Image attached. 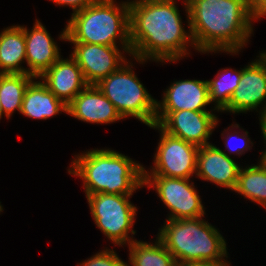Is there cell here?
I'll return each instance as SVG.
<instances>
[{"instance_id":"1","label":"cell","mask_w":266,"mask_h":266,"mask_svg":"<svg viewBox=\"0 0 266 266\" xmlns=\"http://www.w3.org/2000/svg\"><path fill=\"white\" fill-rule=\"evenodd\" d=\"M176 4V0H129L131 57L140 64L175 63L190 54V46L195 49Z\"/></svg>"},{"instance_id":"2","label":"cell","mask_w":266,"mask_h":266,"mask_svg":"<svg viewBox=\"0 0 266 266\" xmlns=\"http://www.w3.org/2000/svg\"><path fill=\"white\" fill-rule=\"evenodd\" d=\"M195 50L233 55L253 33L249 0H183Z\"/></svg>"},{"instance_id":"3","label":"cell","mask_w":266,"mask_h":266,"mask_svg":"<svg viewBox=\"0 0 266 266\" xmlns=\"http://www.w3.org/2000/svg\"><path fill=\"white\" fill-rule=\"evenodd\" d=\"M68 173L83 181L86 196L96 193L133 195L144 187L143 165L110 148L75 155Z\"/></svg>"},{"instance_id":"4","label":"cell","mask_w":266,"mask_h":266,"mask_svg":"<svg viewBox=\"0 0 266 266\" xmlns=\"http://www.w3.org/2000/svg\"><path fill=\"white\" fill-rule=\"evenodd\" d=\"M71 14L58 35L59 40L105 46L121 45L131 56L129 0L119 3L115 0H97Z\"/></svg>"},{"instance_id":"5","label":"cell","mask_w":266,"mask_h":266,"mask_svg":"<svg viewBox=\"0 0 266 266\" xmlns=\"http://www.w3.org/2000/svg\"><path fill=\"white\" fill-rule=\"evenodd\" d=\"M203 217L166 220L157 238L176 262H228L225 238ZM205 220V221H204Z\"/></svg>"},{"instance_id":"6","label":"cell","mask_w":266,"mask_h":266,"mask_svg":"<svg viewBox=\"0 0 266 266\" xmlns=\"http://www.w3.org/2000/svg\"><path fill=\"white\" fill-rule=\"evenodd\" d=\"M126 61L117 71L100 80L96 86L115 106L123 119L134 117L148 127L155 124L156 101Z\"/></svg>"},{"instance_id":"7","label":"cell","mask_w":266,"mask_h":266,"mask_svg":"<svg viewBox=\"0 0 266 266\" xmlns=\"http://www.w3.org/2000/svg\"><path fill=\"white\" fill-rule=\"evenodd\" d=\"M131 196L105 193L86 196L96 226L106 238L120 247L136 240L133 238L136 231L132 228L138 208L131 203Z\"/></svg>"},{"instance_id":"8","label":"cell","mask_w":266,"mask_h":266,"mask_svg":"<svg viewBox=\"0 0 266 266\" xmlns=\"http://www.w3.org/2000/svg\"><path fill=\"white\" fill-rule=\"evenodd\" d=\"M150 128L160 132V140L154 154V166L150 167V172L143 168V176L189 179L196 175L199 147L166 133L157 124Z\"/></svg>"},{"instance_id":"9","label":"cell","mask_w":266,"mask_h":266,"mask_svg":"<svg viewBox=\"0 0 266 266\" xmlns=\"http://www.w3.org/2000/svg\"><path fill=\"white\" fill-rule=\"evenodd\" d=\"M144 185L155 189L170 213L166 220L204 217L205 208L194 183L185 178L143 176ZM190 182V183H189Z\"/></svg>"},{"instance_id":"10","label":"cell","mask_w":266,"mask_h":266,"mask_svg":"<svg viewBox=\"0 0 266 266\" xmlns=\"http://www.w3.org/2000/svg\"><path fill=\"white\" fill-rule=\"evenodd\" d=\"M218 122L213 111H156L155 117L163 131L198 147L211 144L208 140Z\"/></svg>"},{"instance_id":"11","label":"cell","mask_w":266,"mask_h":266,"mask_svg":"<svg viewBox=\"0 0 266 266\" xmlns=\"http://www.w3.org/2000/svg\"><path fill=\"white\" fill-rule=\"evenodd\" d=\"M72 44L74 47L70 55L81 68L88 85H96L100 80L117 71L127 61L126 56L123 55L124 52L127 54V51L122 46Z\"/></svg>"},{"instance_id":"12","label":"cell","mask_w":266,"mask_h":266,"mask_svg":"<svg viewBox=\"0 0 266 266\" xmlns=\"http://www.w3.org/2000/svg\"><path fill=\"white\" fill-rule=\"evenodd\" d=\"M261 105L262 110L258 112V107ZM265 108L266 64L259 57L242 68L239 85L233 92L229 103L220 112L237 114L256 110L260 114Z\"/></svg>"},{"instance_id":"13","label":"cell","mask_w":266,"mask_h":266,"mask_svg":"<svg viewBox=\"0 0 266 266\" xmlns=\"http://www.w3.org/2000/svg\"><path fill=\"white\" fill-rule=\"evenodd\" d=\"M240 169V165L216 145L199 147L195 175L198 178L234 191Z\"/></svg>"},{"instance_id":"14","label":"cell","mask_w":266,"mask_h":266,"mask_svg":"<svg viewBox=\"0 0 266 266\" xmlns=\"http://www.w3.org/2000/svg\"><path fill=\"white\" fill-rule=\"evenodd\" d=\"M165 89L161 101H156V111H218L207 110L210 105L207 80H176Z\"/></svg>"},{"instance_id":"15","label":"cell","mask_w":266,"mask_h":266,"mask_svg":"<svg viewBox=\"0 0 266 266\" xmlns=\"http://www.w3.org/2000/svg\"><path fill=\"white\" fill-rule=\"evenodd\" d=\"M31 30L20 26L24 30L27 74L39 78L62 55L60 49L50 33L38 19Z\"/></svg>"},{"instance_id":"16","label":"cell","mask_w":266,"mask_h":266,"mask_svg":"<svg viewBox=\"0 0 266 266\" xmlns=\"http://www.w3.org/2000/svg\"><path fill=\"white\" fill-rule=\"evenodd\" d=\"M66 114L77 120L94 124H111L123 119L96 85H87L67 105Z\"/></svg>"},{"instance_id":"17","label":"cell","mask_w":266,"mask_h":266,"mask_svg":"<svg viewBox=\"0 0 266 266\" xmlns=\"http://www.w3.org/2000/svg\"><path fill=\"white\" fill-rule=\"evenodd\" d=\"M60 57L39 78L65 105H68L88 84L76 60Z\"/></svg>"},{"instance_id":"18","label":"cell","mask_w":266,"mask_h":266,"mask_svg":"<svg viewBox=\"0 0 266 266\" xmlns=\"http://www.w3.org/2000/svg\"><path fill=\"white\" fill-rule=\"evenodd\" d=\"M67 113V105L58 99L40 80L32 81L24 94L20 113L26 117L47 120Z\"/></svg>"},{"instance_id":"19","label":"cell","mask_w":266,"mask_h":266,"mask_svg":"<svg viewBox=\"0 0 266 266\" xmlns=\"http://www.w3.org/2000/svg\"><path fill=\"white\" fill-rule=\"evenodd\" d=\"M24 62V30L18 24L3 29L0 33V74H27V68L21 66Z\"/></svg>"},{"instance_id":"20","label":"cell","mask_w":266,"mask_h":266,"mask_svg":"<svg viewBox=\"0 0 266 266\" xmlns=\"http://www.w3.org/2000/svg\"><path fill=\"white\" fill-rule=\"evenodd\" d=\"M234 192L262 207L266 205V162L262 153L257 165L241 166Z\"/></svg>"},{"instance_id":"21","label":"cell","mask_w":266,"mask_h":266,"mask_svg":"<svg viewBox=\"0 0 266 266\" xmlns=\"http://www.w3.org/2000/svg\"><path fill=\"white\" fill-rule=\"evenodd\" d=\"M128 248L129 264L126 266H175L177 263L157 236L152 244L134 240Z\"/></svg>"},{"instance_id":"22","label":"cell","mask_w":266,"mask_h":266,"mask_svg":"<svg viewBox=\"0 0 266 266\" xmlns=\"http://www.w3.org/2000/svg\"><path fill=\"white\" fill-rule=\"evenodd\" d=\"M33 80L37 78L29 74H0L2 117L9 119L16 110L20 113L25 91Z\"/></svg>"},{"instance_id":"23","label":"cell","mask_w":266,"mask_h":266,"mask_svg":"<svg viewBox=\"0 0 266 266\" xmlns=\"http://www.w3.org/2000/svg\"><path fill=\"white\" fill-rule=\"evenodd\" d=\"M241 70L224 68L212 80H207L209 100L214 103V109L221 111L230 101L233 92L237 89L241 78Z\"/></svg>"},{"instance_id":"24","label":"cell","mask_w":266,"mask_h":266,"mask_svg":"<svg viewBox=\"0 0 266 266\" xmlns=\"http://www.w3.org/2000/svg\"><path fill=\"white\" fill-rule=\"evenodd\" d=\"M230 126H231V128H230ZM230 126L226 130H223V132L221 134L223 136L222 139L225 141V144H224L225 148L230 153L229 155L234 153V154H236L238 156H240V155L242 156L245 153V151H248V149L249 150L252 149L251 147L253 146V141H250L251 139L249 138V135H248L249 132H247V130L244 132V129L240 128L239 124H231ZM234 128L235 129H240L241 132H239L238 130H234ZM231 130H234V131H232L233 133L230 132ZM234 135H236V136H234ZM233 139L235 140V142L237 141L238 144L235 143V142H233L234 143L233 144L231 142V141H234Z\"/></svg>"},{"instance_id":"25","label":"cell","mask_w":266,"mask_h":266,"mask_svg":"<svg viewBox=\"0 0 266 266\" xmlns=\"http://www.w3.org/2000/svg\"><path fill=\"white\" fill-rule=\"evenodd\" d=\"M119 255L113 249L104 248L100 252L77 264L79 266H126Z\"/></svg>"},{"instance_id":"26","label":"cell","mask_w":266,"mask_h":266,"mask_svg":"<svg viewBox=\"0 0 266 266\" xmlns=\"http://www.w3.org/2000/svg\"><path fill=\"white\" fill-rule=\"evenodd\" d=\"M249 9L253 20L266 16V0H249Z\"/></svg>"},{"instance_id":"27","label":"cell","mask_w":266,"mask_h":266,"mask_svg":"<svg viewBox=\"0 0 266 266\" xmlns=\"http://www.w3.org/2000/svg\"><path fill=\"white\" fill-rule=\"evenodd\" d=\"M59 6H69L73 13L84 9L86 6L93 4L97 0H50Z\"/></svg>"},{"instance_id":"28","label":"cell","mask_w":266,"mask_h":266,"mask_svg":"<svg viewBox=\"0 0 266 266\" xmlns=\"http://www.w3.org/2000/svg\"><path fill=\"white\" fill-rule=\"evenodd\" d=\"M230 262H215V261H188L177 262L175 266H230Z\"/></svg>"},{"instance_id":"29","label":"cell","mask_w":266,"mask_h":266,"mask_svg":"<svg viewBox=\"0 0 266 266\" xmlns=\"http://www.w3.org/2000/svg\"><path fill=\"white\" fill-rule=\"evenodd\" d=\"M259 115L261 133L264 137V142H266V108Z\"/></svg>"},{"instance_id":"30","label":"cell","mask_w":266,"mask_h":266,"mask_svg":"<svg viewBox=\"0 0 266 266\" xmlns=\"http://www.w3.org/2000/svg\"><path fill=\"white\" fill-rule=\"evenodd\" d=\"M260 57L261 60L266 64V50L263 51L262 53H259V56H257V58Z\"/></svg>"},{"instance_id":"31","label":"cell","mask_w":266,"mask_h":266,"mask_svg":"<svg viewBox=\"0 0 266 266\" xmlns=\"http://www.w3.org/2000/svg\"><path fill=\"white\" fill-rule=\"evenodd\" d=\"M266 145V142H264ZM262 159L266 162V149L262 151Z\"/></svg>"},{"instance_id":"32","label":"cell","mask_w":266,"mask_h":266,"mask_svg":"<svg viewBox=\"0 0 266 266\" xmlns=\"http://www.w3.org/2000/svg\"><path fill=\"white\" fill-rule=\"evenodd\" d=\"M2 118V107H1V103H0V119Z\"/></svg>"},{"instance_id":"33","label":"cell","mask_w":266,"mask_h":266,"mask_svg":"<svg viewBox=\"0 0 266 266\" xmlns=\"http://www.w3.org/2000/svg\"><path fill=\"white\" fill-rule=\"evenodd\" d=\"M3 211V207L1 205V202H0V213Z\"/></svg>"}]
</instances>
